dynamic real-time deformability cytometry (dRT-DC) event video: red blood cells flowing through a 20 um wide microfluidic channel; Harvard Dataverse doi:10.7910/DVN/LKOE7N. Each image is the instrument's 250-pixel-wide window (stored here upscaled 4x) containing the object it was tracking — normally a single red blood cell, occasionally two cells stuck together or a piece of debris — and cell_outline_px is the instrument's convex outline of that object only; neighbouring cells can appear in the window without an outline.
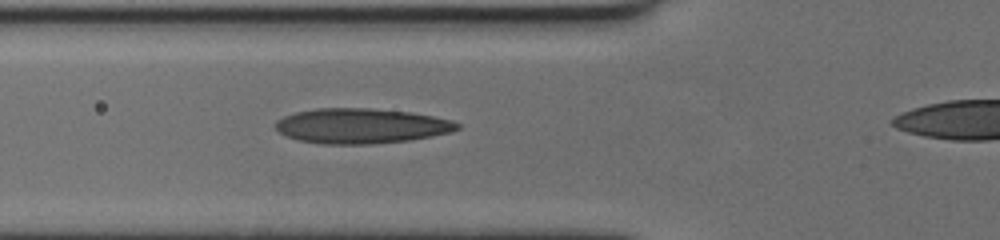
{"species": "human", "species_latin": "Homo sapiens", "temperature_condition": "cold", "stored_images_in_passage": 45, "camera_frame_rate_fps": 3000, "um_per_image_px": 0.085, "donor": {"sex": "female"}, "frame": {"image": 1, "passage_image": 15, "time_ms": 4.667, "image_size_px": [1000, 240], "cell_outline_px": [[460, 128], [452, 132], [412, 140], [372, 144], [320, 144], [296, 140], [280, 132], [276, 128], [276, 120], [284, 116], [296, 112], [316, 108], [372, 108], [412, 112], [452, 120], [460, 124]], "centroid_in_image_um": [30.72, 10.7], "position_along_channel_um": 95.1, "area_um2": 37.4}}
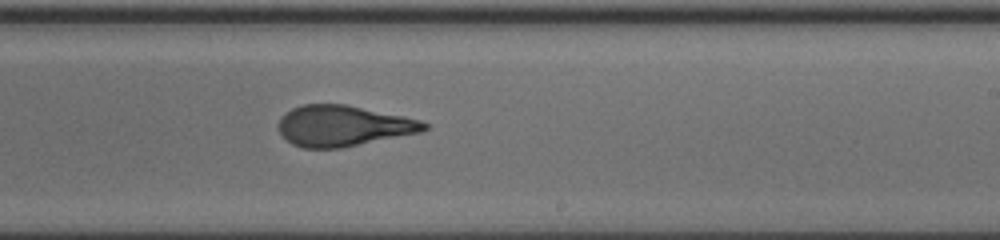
{"frame": {"image": 2, "passage_image": 29, "time_ms": 9.333, "image_size_px": [1000, 240], "cell_outline_px": [[428, 128], [424, 132], [340, 148], [304, 148], [292, 144], [280, 132], [280, 116], [292, 108], [304, 104], [344, 104], [420, 120], [428, 124]], "centroid_in_image_um": [29.19, 10.7], "position_along_channel_um": 259.8, "area_um2": 34.33}}
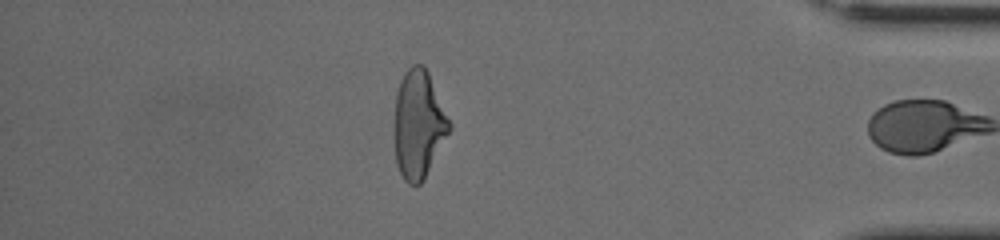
{"frame": {"image": 3, "passage_image": 44, "time_ms": 14.333, "image_size_px": [1000, 240], "cell_outline_px": [[452, 128], [424, 180], [420, 184], [408, 184], [404, 180], [396, 164], [396, 92], [400, 80], [404, 72], [412, 64], [420, 64], [428, 72], [452, 124]], "centroid_in_image_um": [35.61, 10.58], "position_along_channel_um": 399.6, "area_um2": 34.33}, "authors_computed_cell_mechanics": {"area_um2": 35.6048, "velocity_mm_per_s": 3.5321, "shape_relaxation_time_tau1_ms": 9.2948, "shape_relaxation_time_tau2_ms": 1.4783, "deformation_change_tau1": 0.2592, "deformation_change_tau2": 0.0845}}